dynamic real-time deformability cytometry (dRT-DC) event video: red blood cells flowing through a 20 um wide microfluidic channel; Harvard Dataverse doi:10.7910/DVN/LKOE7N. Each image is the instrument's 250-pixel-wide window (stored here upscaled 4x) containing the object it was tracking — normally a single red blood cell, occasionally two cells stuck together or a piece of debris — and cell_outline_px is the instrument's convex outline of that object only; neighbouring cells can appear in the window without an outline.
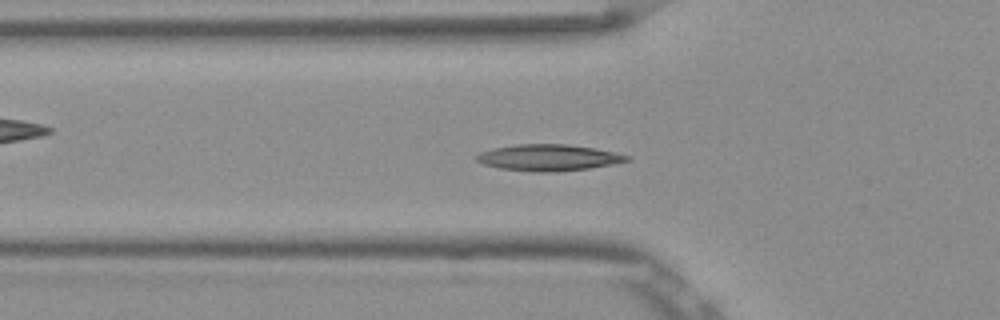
{"species": "Egyptian fruit bat (a non-hibernating species)", "species_latin": "Rousettus aegyptiacus", "temperature_condition": "room temperature", "stored_images_in_passage": 54, "camera_frame_rate_fps": 3000, "um_per_image_px": 0.085, "frame": {"image": 1, "passage_image": 18, "time_ms": 5.667, "image_size_px": [1000, 320], "cell_outline_px": [[632, 160], [612, 164], [588, 168], [552, 172], [532, 172], [500, 168], [484, 164], [476, 160], [476, 156], [480, 152], [492, 148], [516, 144], [568, 144], [616, 152], [628, 156]], "centroid_in_image_um": [46.61, 13.39], "position_along_channel_um": 79.2, "area_um2": 23.0}}
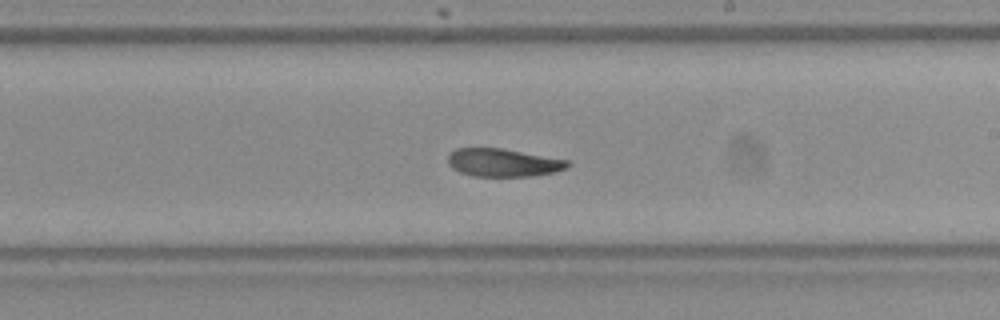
{"frame": {"image": 2, "passage_image": 31, "time_ms": 10.0, "image_size_px": [1000, 320], "cell_outline_px": [[572, 164], [568, 168], [556, 172], [528, 176], [472, 176], [460, 172], [452, 168], [448, 164], [448, 152], [456, 148], [500, 148], [568, 160]], "centroid_in_image_um": [42.76, 13.82], "position_along_channel_um": 246.2, "area_um2": 19.59}}
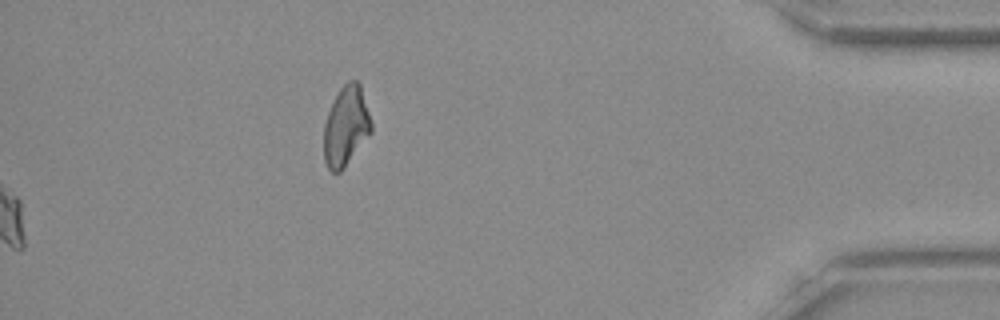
{"frame": {"image": 3, "passage_image": 54, "time_ms": 17.667, "image_size_px": [1000, 320], "cell_outline_px": [[372, 132], [344, 168], [340, 172], [332, 172], [328, 168], [324, 160], [324, 124], [328, 112], [340, 88], [348, 80], [356, 80], [360, 84], [372, 124]], "centroid_in_image_um": [29.41, 10.74], "position_along_channel_um": 405.8, "area_um2": 21.91}, "authors_computed_cell_mechanics": {"area_um2": 20.808, "velocity_mm_per_s": 3.8412, "shape_relaxation_time_tau1_ms": 9.818, "shape_relaxation_time_tau2_ms": 4.6564, "deformation_change_tau1": 0.1843, "deformation_change_tau2": 0.0984}}